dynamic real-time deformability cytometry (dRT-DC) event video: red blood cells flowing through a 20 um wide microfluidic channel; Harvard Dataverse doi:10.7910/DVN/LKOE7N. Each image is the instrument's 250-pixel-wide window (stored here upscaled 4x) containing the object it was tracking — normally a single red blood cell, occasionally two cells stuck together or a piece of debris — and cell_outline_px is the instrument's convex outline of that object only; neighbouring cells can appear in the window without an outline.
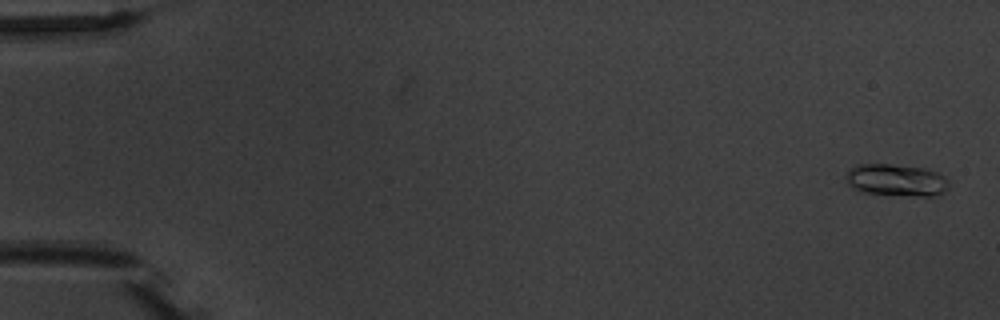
{"species": "common noctule bat (a hibernating species)", "species_latin": "Nyctalus noctula", "temperature_condition": "warm", "stored_images_in_passage": 5, "camera_frame_rate_fps": 3000, "um_per_image_px": 0.085, "animal": {"sex": "male", "body_mass_g": 20.1, "forearm_length_mm": 53.5}, "frame": {"image": 1, "passage_image": 1, "time_ms": 0.0, "image_size_px": [1000, 320], "cell_outline_px": [[948, 188], [944, 192], [936, 196], [920, 196], [860, 192], [852, 188], [848, 184], [844, 176], [856, 164], [892, 164], [924, 168], [936, 172], [944, 176], [948, 180]], "centroid_in_image_um": [76.18, 15.31], "position_along_channel_um": 8.8, "area_um2": 19.31}}